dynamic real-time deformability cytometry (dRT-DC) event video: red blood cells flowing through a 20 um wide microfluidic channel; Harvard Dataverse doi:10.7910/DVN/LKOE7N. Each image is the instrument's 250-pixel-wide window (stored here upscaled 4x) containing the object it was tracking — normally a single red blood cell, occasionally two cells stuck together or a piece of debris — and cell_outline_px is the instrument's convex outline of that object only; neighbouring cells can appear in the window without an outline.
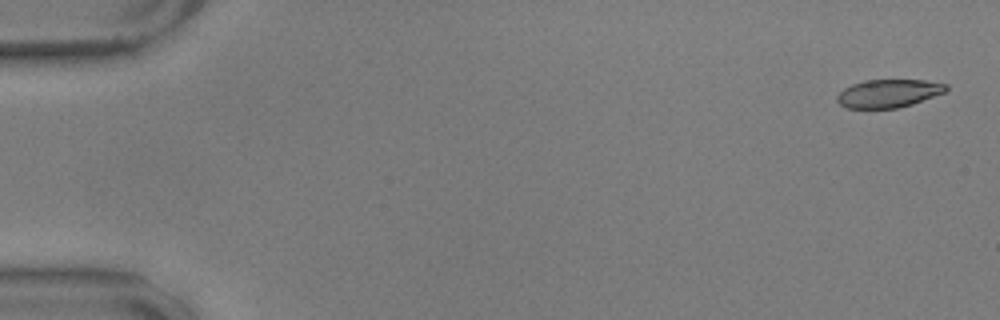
{"species": "common noctule bat (a hibernating species)", "species_latin": "Nyctalus noctula", "temperature_condition": "warm", "stored_images_in_passage": 57, "camera_frame_rate_fps": 3000, "um_per_image_px": 0.085, "animal": {"sex": "male", "body_mass_g": 17.9, "forearm_length_mm": 54.2}, "frame": {"image": 1, "passage_image": 2, "time_ms": 0.333, "image_size_px": [1000, 320], "cell_outline_px": [[948, 88], [944, 92], [912, 104], [896, 108], [844, 108], [836, 100], [836, 96], [844, 88], [852, 84], [864, 80], [924, 80], [948, 84]], "centroid_in_image_um": [75.49, 7.93], "position_along_channel_um": 9.5, "area_um2": 17.8}}
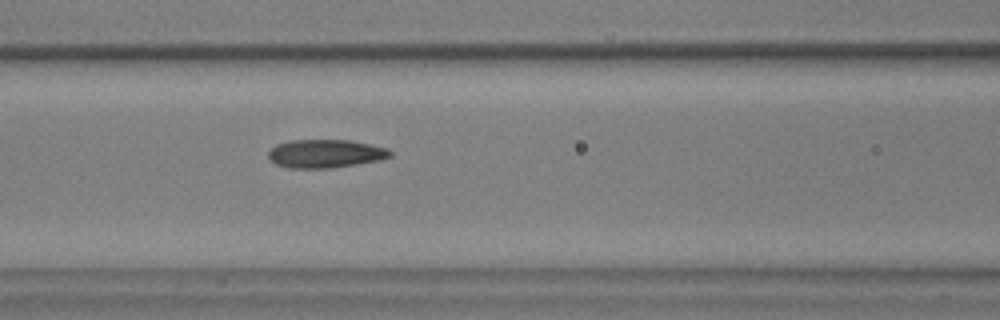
{"frame": {"image": 2, "passage_image": 25, "time_ms": 8.0, "image_size_px": [1000, 320], "cell_outline_px": [[392, 156], [380, 160], [332, 168], [288, 168], [276, 164], [268, 156], [268, 152], [276, 144], [292, 140], [348, 140], [388, 148], [392, 152]], "centroid_in_image_um": [27.66, 13.06], "position_along_channel_um": 138.9, "area_um2": 20.06}}
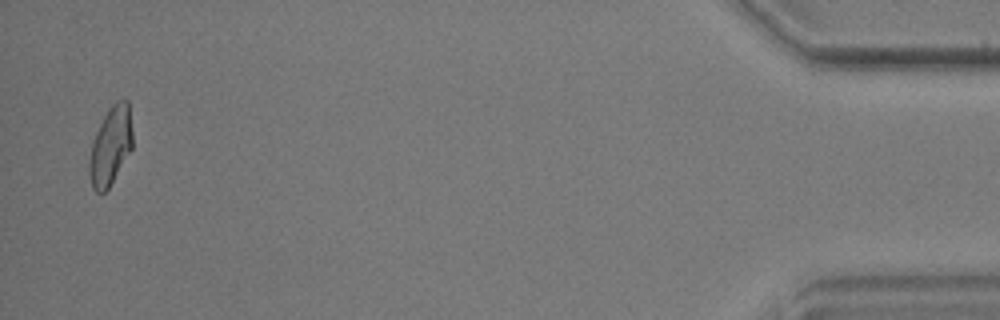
{"frame": {"image": 3, "passage_image": 56, "time_ms": 18.333, "image_size_px": [1000, 320], "cell_outline_px": [[132, 148], [108, 188], [104, 192], [96, 192], [92, 188], [88, 176], [88, 160], [92, 140], [104, 116], [112, 104], [116, 100], [128, 100], [132, 132]], "centroid_in_image_um": [9.37, 12.41], "position_along_channel_um": 425.8, "area_um2": 19.71}, "authors_computed_cell_mechanics": {"area_um2": 19.8254, "velocity_mm_per_s": 3.5638, "shape_relaxation_time_tau1_ms": 4.7714, "shape_relaxation_time_tau2_ms": 1.7406, "deformation_change_tau1": 0.1767, "deformation_change_tau2": 0.0929}}